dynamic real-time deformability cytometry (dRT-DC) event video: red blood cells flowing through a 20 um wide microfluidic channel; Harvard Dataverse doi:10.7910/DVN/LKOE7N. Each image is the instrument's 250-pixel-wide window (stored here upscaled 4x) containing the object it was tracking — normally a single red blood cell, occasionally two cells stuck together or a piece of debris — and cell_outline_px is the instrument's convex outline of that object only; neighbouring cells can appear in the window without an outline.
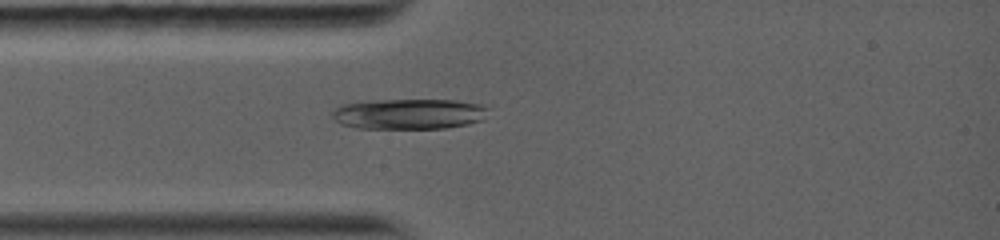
{"species": "common noctule bat (a hibernating species)", "species_latin": "Nyctalus noctula", "temperature_condition": "warm", "stored_images_in_passage": 4, "camera_frame_rate_fps": 5000, "um_per_image_px": 0.085, "animal": {"sex": "female", "body_mass_g": 19.0, "forearm_length_mm": 56.7}, "frame": {"image": 1, "passage_image": 4, "time_ms": 2.4, "image_size_px": [1000, 240], "cell_outline_px": [[488, 108], [480, 120], [468, 124], [444, 128], [356, 128], [340, 124], [332, 116], [332, 108], [340, 104], [372, 100], [456, 100], [480, 104]], "centroid_in_image_um": [34.68, 9.67], "position_along_channel_um": 50.3, "area_um2": 27.69}}